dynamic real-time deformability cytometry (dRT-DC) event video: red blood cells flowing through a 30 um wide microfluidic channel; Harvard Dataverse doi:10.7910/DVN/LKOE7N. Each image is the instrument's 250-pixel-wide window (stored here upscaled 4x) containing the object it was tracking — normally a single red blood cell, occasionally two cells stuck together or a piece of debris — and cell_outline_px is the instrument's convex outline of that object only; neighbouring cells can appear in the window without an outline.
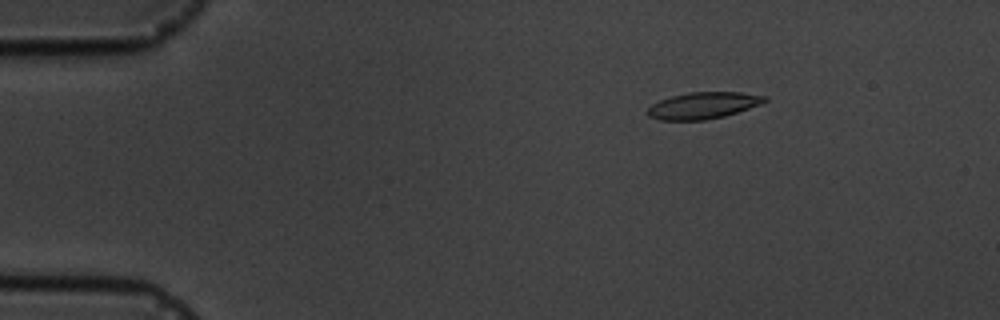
{"species": "common noctule bat (a hibernating species)", "species_latin": "Nyctalus noctula", "temperature_condition": "cold", "stored_images_in_passage": 4, "camera_frame_rate_fps": 3000, "um_per_image_px": 0.085, "animal": {"sex": "male", "body_mass_g": 19.5, "forearm_length_mm": 54.6}, "frame": {"image": 1, "passage_image": 1, "time_ms": 0.0, "image_size_px": [1000, 320], "cell_outline_px": [[768, 100], [760, 104], [724, 116], [704, 120], [660, 120], [648, 116], [644, 112], [652, 104], [660, 100], [672, 96], [688, 92], [740, 92], [768, 96]], "centroid_in_image_um": [59.74, 8.96], "position_along_channel_um": 25.3, "area_um2": 18.15}}
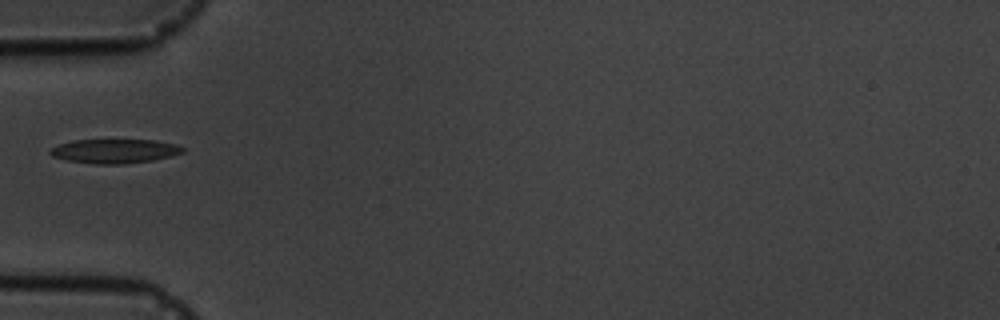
{"frame": {"image": 2, "passage_image": 4, "time_ms": 3.333, "image_size_px": [1000, 320], "cell_outline_px": [[184, 152], [172, 156], [152, 160], [124, 164], [96, 164], [68, 160], [52, 156], [48, 152], [52, 148], [60, 144], [72, 140], [156, 140], [176, 144], [184, 148]], "centroid_in_image_um": [9.77, 12.84], "position_along_channel_um": 75.2, "area_um2": 18.61}}